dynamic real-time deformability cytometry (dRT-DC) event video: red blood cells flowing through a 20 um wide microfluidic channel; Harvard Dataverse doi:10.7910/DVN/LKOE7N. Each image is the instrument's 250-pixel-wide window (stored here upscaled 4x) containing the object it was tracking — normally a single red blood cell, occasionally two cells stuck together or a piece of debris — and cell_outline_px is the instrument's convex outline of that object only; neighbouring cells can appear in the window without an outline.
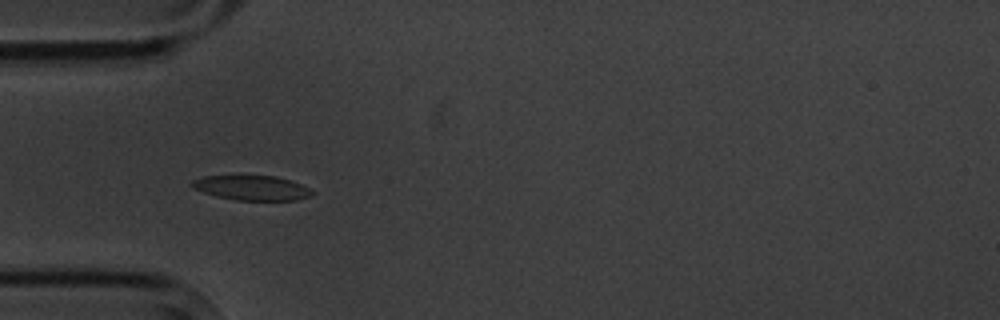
{"species": "common noctule bat (a hibernating species)", "species_latin": "Nyctalus noctula", "temperature_condition": "cold", "stored_images_in_passage": 5, "camera_frame_rate_fps": 3000, "um_per_image_px": 0.085, "animal": {"sex": "male", "body_mass_g": 20.1, "forearm_length_mm": 53.5}, "frame": {"image": 1, "passage_image": 5, "time_ms": 4.667, "image_size_px": [1000, 320], "cell_outline_px": [[316, 192], [312, 196], [296, 200], [236, 200], [216, 196], [192, 188], [188, 184], [192, 180], [204, 176], [276, 176], [300, 184]], "centroid_in_image_um": [21.39, 15.97], "position_along_channel_um": 63.6, "area_um2": 17.28}}